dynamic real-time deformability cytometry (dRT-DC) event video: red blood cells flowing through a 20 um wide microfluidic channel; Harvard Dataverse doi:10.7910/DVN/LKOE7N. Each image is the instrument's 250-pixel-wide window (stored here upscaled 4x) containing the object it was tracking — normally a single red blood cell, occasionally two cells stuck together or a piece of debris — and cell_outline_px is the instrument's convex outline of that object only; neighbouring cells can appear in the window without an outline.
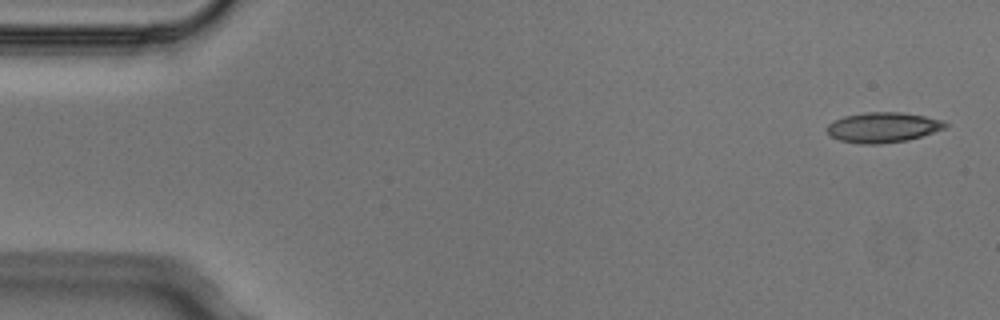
{"species": "Egyptian fruit bat (a non-hibernating species)", "species_latin": "Rousettus aegyptiacus", "temperature_condition": "cold", "stored_images_in_passage": 3, "camera_frame_rate_fps": 3000, "um_per_image_px": 0.085, "animal": {"sex": "male"}, "frame": {"image": 1, "passage_image": 1, "time_ms": 0.0, "image_size_px": [1000, 320], "cell_outline_px": [[948, 128], [908, 140], [880, 144], [860, 144], [840, 140], [832, 136], [828, 132], [828, 124], [844, 116], [864, 112], [900, 112], [924, 116], [944, 120], [948, 124]], "centroid_in_image_um": [75.11, 10.83], "position_along_channel_um": 9.9, "area_um2": 20.81}}